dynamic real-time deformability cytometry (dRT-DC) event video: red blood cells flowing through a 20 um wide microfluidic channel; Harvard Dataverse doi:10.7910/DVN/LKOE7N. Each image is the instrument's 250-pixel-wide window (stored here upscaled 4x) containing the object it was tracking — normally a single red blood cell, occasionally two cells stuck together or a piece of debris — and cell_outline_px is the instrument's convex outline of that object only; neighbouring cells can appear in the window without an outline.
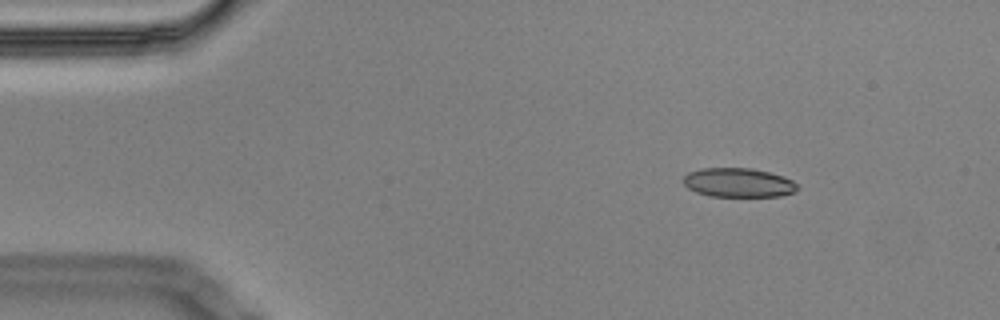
{"species": "Egyptian fruit bat (a non-hibernating species)", "species_latin": "Rousettus aegyptiacus", "temperature_condition": "cold", "stored_images_in_passage": 9, "camera_frame_rate_fps": 3000, "um_per_image_px": 0.085, "animal": {"sex": "male"}, "frame": {"image": 1, "passage_image": 1, "time_ms": 0.0, "image_size_px": [1000, 320], "cell_outline_px": [[800, 188], [796, 192], [780, 196], [708, 196], [696, 192], [688, 188], [684, 184], [684, 176], [688, 172], [700, 168], [752, 168], [784, 176], [792, 180]], "centroid_in_image_um": [62.78, 15.52], "position_along_channel_um": 22.2, "area_um2": 19.48}}
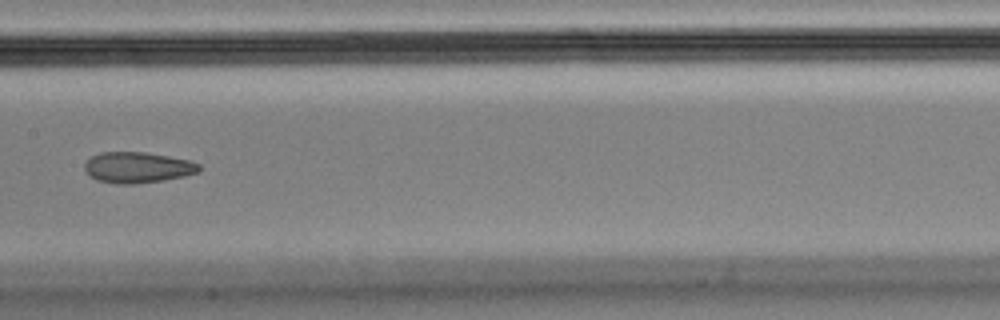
{"frame": {"image": 2, "passage_image": 7, "time_ms": 2.0, "image_size_px": [1000, 320], "cell_outline_px": [[200, 172], [184, 176], [164, 180], [132, 184], [116, 184], [96, 180], [84, 168], [84, 164], [92, 156], [100, 152], [144, 152], [168, 156], [188, 160], [200, 164]], "centroid_in_image_um": [11.71, 14.23], "position_along_channel_um": 195.7, "area_um2": 20.52}}
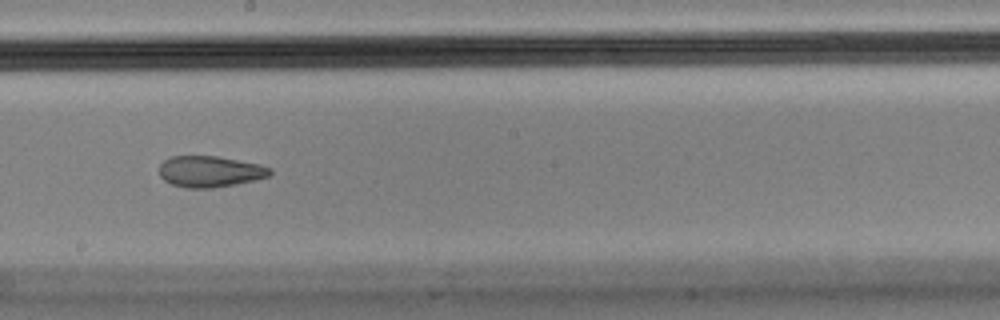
{"frame": {"image": 3, "passage_image": 8, "time_ms": 2.333, "image_size_px": [1000, 320], "cell_outline_px": [[272, 172], [268, 176], [256, 180], [212, 188], [188, 188], [172, 184], [164, 180], [160, 176], [160, 164], [164, 160], [172, 156], [216, 156], [260, 164], [272, 168]], "centroid_in_image_um": [17.86, 14.57], "position_along_channel_um": 230.3, "area_um2": 20.06}}